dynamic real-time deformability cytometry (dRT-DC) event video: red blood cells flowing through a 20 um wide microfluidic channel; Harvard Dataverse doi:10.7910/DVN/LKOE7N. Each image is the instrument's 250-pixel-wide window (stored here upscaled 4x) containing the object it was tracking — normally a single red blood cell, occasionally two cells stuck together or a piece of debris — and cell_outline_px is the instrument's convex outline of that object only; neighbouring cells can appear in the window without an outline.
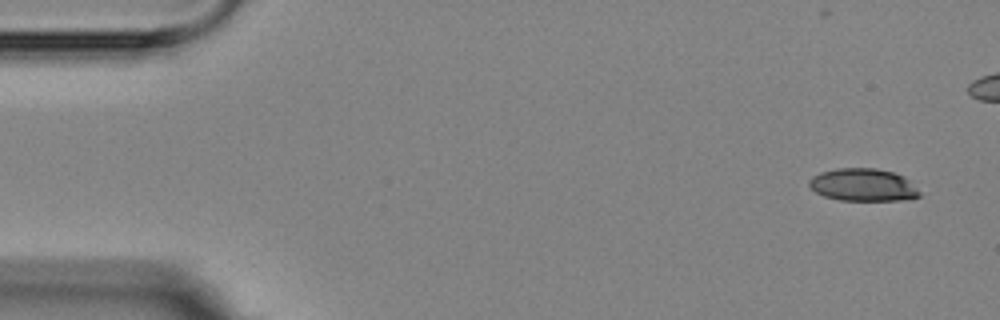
{"species": "Egyptian fruit bat (a non-hibernating species)", "species_latin": "Rousettus aegyptiacus", "temperature_condition": "room temperature", "stored_images_in_passage": 6, "camera_frame_rate_fps": 3000, "um_per_image_px": 0.085, "animal": {"sex": "female"}, "frame": {"image": 1, "passage_image": 1, "time_ms": 0.0, "image_size_px": [1000, 320], "cell_outline_px": [[920, 196], [900, 200], [840, 200], [824, 196], [816, 192], [808, 184], [808, 180], [812, 176], [820, 172], [836, 168], [876, 168], [892, 172], [904, 176], [920, 192]], "centroid_in_image_um": [73.33, 15.7], "position_along_channel_um": 11.7, "area_um2": 20.87}}